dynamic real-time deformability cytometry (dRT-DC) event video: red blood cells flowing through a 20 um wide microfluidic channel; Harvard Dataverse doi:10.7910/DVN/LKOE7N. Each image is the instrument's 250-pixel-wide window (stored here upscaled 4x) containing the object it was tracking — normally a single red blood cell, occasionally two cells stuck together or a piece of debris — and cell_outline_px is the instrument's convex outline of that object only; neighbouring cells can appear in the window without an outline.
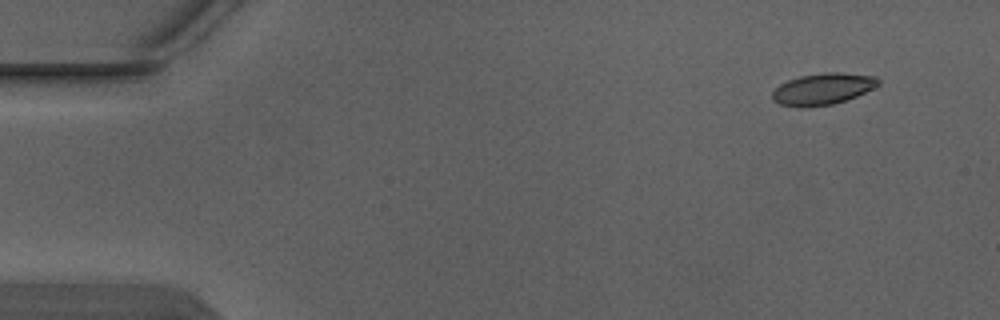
{"species": "Egyptian fruit bat (a non-hibernating species)", "species_latin": "Rousettus aegyptiacus", "temperature_condition": "warm", "stored_images_in_passage": 4, "camera_frame_rate_fps": 3000, "um_per_image_px": 0.085, "animal": {"sex": "male"}, "frame": {"image": 1, "passage_image": 1, "time_ms": 0.0, "image_size_px": [1000, 320], "cell_outline_px": [[880, 84], [856, 96], [832, 104], [780, 104], [772, 100], [772, 92], [780, 84], [788, 80], [800, 76], [824, 72], [840, 72], [876, 76], [880, 80]], "centroid_in_image_um": [69.98, 7.5], "position_along_channel_um": 15.0, "area_um2": 18.67}}
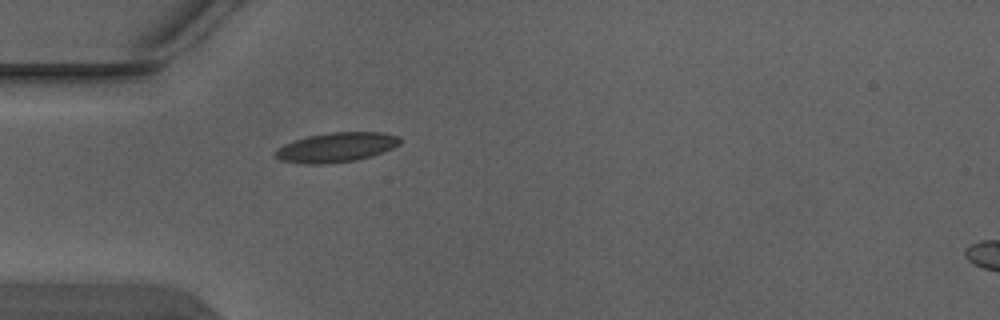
{"frame": {"image": 2, "passage_image": 4, "time_ms": 1.0, "image_size_px": [1000, 320], "cell_outline_px": [[400, 144], [392, 148], [372, 156], [356, 160], [328, 164], [308, 164], [280, 160], [272, 152], [276, 148], [284, 144], [308, 136], [328, 132], [380, 132], [400, 136]], "centroid_in_image_um": [28.58, 12.52], "position_along_channel_um": 56.4, "area_um2": 21.56}}